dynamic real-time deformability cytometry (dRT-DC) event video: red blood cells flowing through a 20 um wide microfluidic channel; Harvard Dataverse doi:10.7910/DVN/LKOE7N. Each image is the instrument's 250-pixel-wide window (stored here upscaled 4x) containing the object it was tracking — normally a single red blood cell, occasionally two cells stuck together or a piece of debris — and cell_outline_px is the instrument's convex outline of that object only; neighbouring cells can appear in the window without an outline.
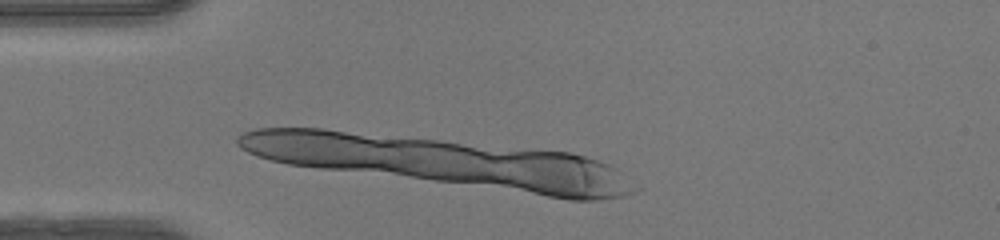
{"species": "human", "species_latin": "Homo sapiens", "temperature_condition": "warm", "stored_images_in_passage": 11, "segment_of_instrument_passage": [2, 2], "camera_frame_rate_fps": 3000, "um_per_image_px": 0.085, "donor": {"sex": "female"}, "frame": {"image": 1, "passage_image": 10, "time_ms": 3.0, "image_size_px": [1000, 240], "cell_outline_px": [[592, 196], [556, 196], [296, 164], [280, 160], [280, 128], [304, 128], [336, 132], [400, 144]], "centroid_in_image_um": [33.83, 13.74], "position_along_channel_um": 51.2, "area_um2": 55.95}}